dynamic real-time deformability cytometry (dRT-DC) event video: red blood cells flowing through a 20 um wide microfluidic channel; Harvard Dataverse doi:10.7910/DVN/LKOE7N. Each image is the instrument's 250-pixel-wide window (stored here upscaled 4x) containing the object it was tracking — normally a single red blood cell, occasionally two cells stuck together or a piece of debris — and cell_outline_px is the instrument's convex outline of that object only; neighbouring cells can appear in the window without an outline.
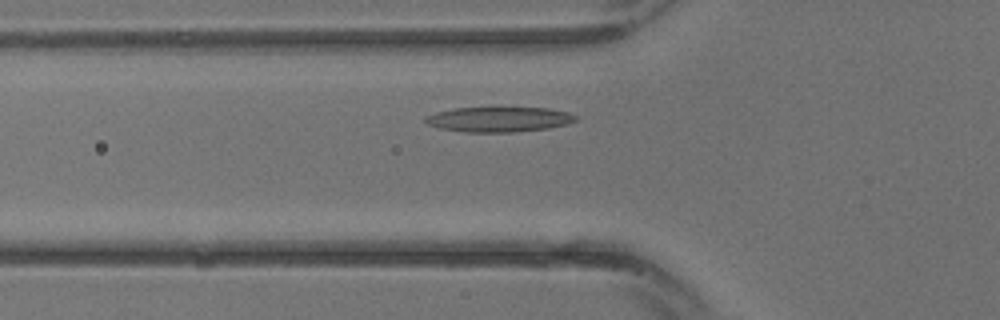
{"species": "common noctule bat (a hibernating species)", "species_latin": "Nyctalus noctula", "temperature_condition": "warm", "stored_images_in_passage": 13, "camera_frame_rate_fps": 3000, "um_per_image_px": 0.085, "animal": {"sex": "male", "body_mass_g": 13.3}, "frame": {"image": 1, "passage_image": 3, "time_ms": 0.667, "image_size_px": [1000, 320], "cell_outline_px": [[576, 120], [568, 124], [548, 128], [516, 132], [464, 132], [440, 128], [428, 124], [424, 120], [424, 116], [436, 112], [456, 108], [488, 104], [548, 108], [568, 112], [576, 116]], "centroid_in_image_um": [42.39, 10.09], "position_along_channel_um": 83.4, "area_um2": 23.18}}
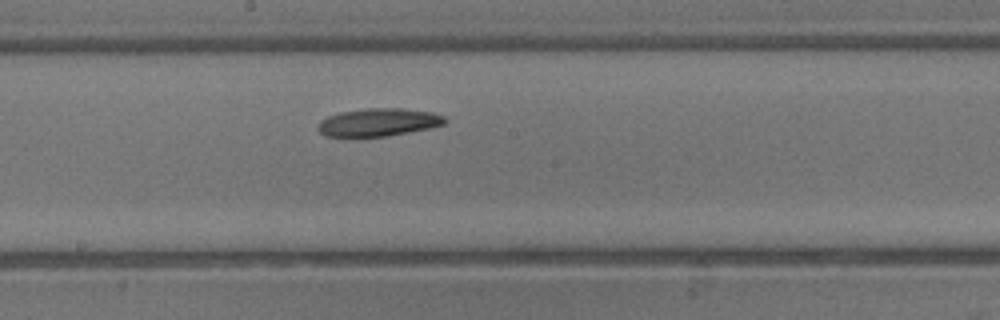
{"frame": {"image": 2, "passage_image": 9, "time_ms": 2.667, "image_size_px": [1000, 320], "cell_outline_px": [[448, 120], [444, 124], [432, 128], [388, 136], [324, 136], [316, 128], [320, 120], [328, 116], [340, 112], [368, 108], [400, 108], [432, 112], [444, 116]], "centroid_in_image_um": [32.18, 10.39], "position_along_channel_um": 216.0, "area_um2": 20.69}}
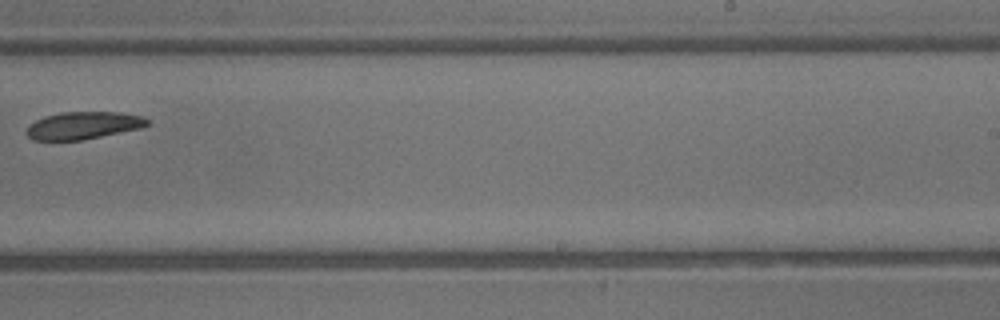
{"frame": {"image": 3, "passage_image": 12, "time_ms": 3.667, "image_size_px": [1000, 320], "cell_outline_px": [[148, 124], [140, 128], [80, 140], [32, 140], [24, 132], [28, 124], [44, 116], [60, 112], [120, 112], [144, 116], [148, 120]], "centroid_in_image_um": [7.02, 10.65], "position_along_channel_um": 282.0, "area_um2": 19.31}}